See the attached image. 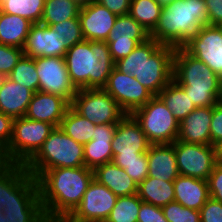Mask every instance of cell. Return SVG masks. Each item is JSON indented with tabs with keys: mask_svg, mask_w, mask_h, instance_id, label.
Here are the masks:
<instances>
[{
	"mask_svg": "<svg viewBox=\"0 0 222 222\" xmlns=\"http://www.w3.org/2000/svg\"><path fill=\"white\" fill-rule=\"evenodd\" d=\"M45 0H0V11L41 23Z\"/></svg>",
	"mask_w": 222,
	"mask_h": 222,
	"instance_id": "d6a6232c",
	"label": "cell"
},
{
	"mask_svg": "<svg viewBox=\"0 0 222 222\" xmlns=\"http://www.w3.org/2000/svg\"><path fill=\"white\" fill-rule=\"evenodd\" d=\"M103 89L114 98L126 114H132L154 97L134 76L124 74L115 67Z\"/></svg>",
	"mask_w": 222,
	"mask_h": 222,
	"instance_id": "5bb4252c",
	"label": "cell"
},
{
	"mask_svg": "<svg viewBox=\"0 0 222 222\" xmlns=\"http://www.w3.org/2000/svg\"><path fill=\"white\" fill-rule=\"evenodd\" d=\"M68 47L65 38L50 26L42 23L31 25L23 47L24 56L37 57H64Z\"/></svg>",
	"mask_w": 222,
	"mask_h": 222,
	"instance_id": "ac0fdd59",
	"label": "cell"
},
{
	"mask_svg": "<svg viewBox=\"0 0 222 222\" xmlns=\"http://www.w3.org/2000/svg\"><path fill=\"white\" fill-rule=\"evenodd\" d=\"M202 26H208L205 0H174L163 6L150 38L161 45L183 47Z\"/></svg>",
	"mask_w": 222,
	"mask_h": 222,
	"instance_id": "3957f363",
	"label": "cell"
},
{
	"mask_svg": "<svg viewBox=\"0 0 222 222\" xmlns=\"http://www.w3.org/2000/svg\"><path fill=\"white\" fill-rule=\"evenodd\" d=\"M137 195L143 202L162 208L174 201V182L147 176L138 185Z\"/></svg>",
	"mask_w": 222,
	"mask_h": 222,
	"instance_id": "83f0119b",
	"label": "cell"
},
{
	"mask_svg": "<svg viewBox=\"0 0 222 222\" xmlns=\"http://www.w3.org/2000/svg\"><path fill=\"white\" fill-rule=\"evenodd\" d=\"M174 47L155 39L139 44L128 56L115 62V68L134 76L154 96L173 80Z\"/></svg>",
	"mask_w": 222,
	"mask_h": 222,
	"instance_id": "7a4b0ae2",
	"label": "cell"
},
{
	"mask_svg": "<svg viewBox=\"0 0 222 222\" xmlns=\"http://www.w3.org/2000/svg\"><path fill=\"white\" fill-rule=\"evenodd\" d=\"M8 221H9V219L6 218V216L4 215V213H1V214H0V222H8Z\"/></svg>",
	"mask_w": 222,
	"mask_h": 222,
	"instance_id": "db71d44e",
	"label": "cell"
},
{
	"mask_svg": "<svg viewBox=\"0 0 222 222\" xmlns=\"http://www.w3.org/2000/svg\"><path fill=\"white\" fill-rule=\"evenodd\" d=\"M65 38V44L69 48L77 43L84 41L79 17L66 20L50 26Z\"/></svg>",
	"mask_w": 222,
	"mask_h": 222,
	"instance_id": "74e56055",
	"label": "cell"
},
{
	"mask_svg": "<svg viewBox=\"0 0 222 222\" xmlns=\"http://www.w3.org/2000/svg\"><path fill=\"white\" fill-rule=\"evenodd\" d=\"M94 179L109 188L117 197L130 196L137 193L138 185L113 162L100 165L93 170Z\"/></svg>",
	"mask_w": 222,
	"mask_h": 222,
	"instance_id": "484cf974",
	"label": "cell"
},
{
	"mask_svg": "<svg viewBox=\"0 0 222 222\" xmlns=\"http://www.w3.org/2000/svg\"><path fill=\"white\" fill-rule=\"evenodd\" d=\"M147 159L149 177L174 181L179 176L173 143L151 144Z\"/></svg>",
	"mask_w": 222,
	"mask_h": 222,
	"instance_id": "603a6c76",
	"label": "cell"
},
{
	"mask_svg": "<svg viewBox=\"0 0 222 222\" xmlns=\"http://www.w3.org/2000/svg\"><path fill=\"white\" fill-rule=\"evenodd\" d=\"M117 16L130 12L131 0H95Z\"/></svg>",
	"mask_w": 222,
	"mask_h": 222,
	"instance_id": "7dc6e473",
	"label": "cell"
},
{
	"mask_svg": "<svg viewBox=\"0 0 222 222\" xmlns=\"http://www.w3.org/2000/svg\"><path fill=\"white\" fill-rule=\"evenodd\" d=\"M117 196L95 179L89 184L81 203L71 213L76 218L89 221H104L112 211Z\"/></svg>",
	"mask_w": 222,
	"mask_h": 222,
	"instance_id": "e0dca14e",
	"label": "cell"
},
{
	"mask_svg": "<svg viewBox=\"0 0 222 222\" xmlns=\"http://www.w3.org/2000/svg\"><path fill=\"white\" fill-rule=\"evenodd\" d=\"M208 12V25L222 27V0H205Z\"/></svg>",
	"mask_w": 222,
	"mask_h": 222,
	"instance_id": "bcb514c9",
	"label": "cell"
},
{
	"mask_svg": "<svg viewBox=\"0 0 222 222\" xmlns=\"http://www.w3.org/2000/svg\"><path fill=\"white\" fill-rule=\"evenodd\" d=\"M6 76L0 73V87L2 86Z\"/></svg>",
	"mask_w": 222,
	"mask_h": 222,
	"instance_id": "11a10c76",
	"label": "cell"
},
{
	"mask_svg": "<svg viewBox=\"0 0 222 222\" xmlns=\"http://www.w3.org/2000/svg\"><path fill=\"white\" fill-rule=\"evenodd\" d=\"M173 80L189 94L196 107L218 103L221 77L183 47L176 48L173 55Z\"/></svg>",
	"mask_w": 222,
	"mask_h": 222,
	"instance_id": "5b68a950",
	"label": "cell"
},
{
	"mask_svg": "<svg viewBox=\"0 0 222 222\" xmlns=\"http://www.w3.org/2000/svg\"><path fill=\"white\" fill-rule=\"evenodd\" d=\"M151 144H171L177 140L179 121L164 102L154 96L131 114Z\"/></svg>",
	"mask_w": 222,
	"mask_h": 222,
	"instance_id": "ba28073f",
	"label": "cell"
},
{
	"mask_svg": "<svg viewBox=\"0 0 222 222\" xmlns=\"http://www.w3.org/2000/svg\"><path fill=\"white\" fill-rule=\"evenodd\" d=\"M55 127L47 122L20 117L13 120L12 137L2 151L8 164L25 165L42 147Z\"/></svg>",
	"mask_w": 222,
	"mask_h": 222,
	"instance_id": "52a82bcc",
	"label": "cell"
},
{
	"mask_svg": "<svg viewBox=\"0 0 222 222\" xmlns=\"http://www.w3.org/2000/svg\"><path fill=\"white\" fill-rule=\"evenodd\" d=\"M216 161L219 164H222V141L218 143L216 146Z\"/></svg>",
	"mask_w": 222,
	"mask_h": 222,
	"instance_id": "681fc988",
	"label": "cell"
},
{
	"mask_svg": "<svg viewBox=\"0 0 222 222\" xmlns=\"http://www.w3.org/2000/svg\"><path fill=\"white\" fill-rule=\"evenodd\" d=\"M201 222H222V202L209 198L199 210Z\"/></svg>",
	"mask_w": 222,
	"mask_h": 222,
	"instance_id": "60d3db41",
	"label": "cell"
},
{
	"mask_svg": "<svg viewBox=\"0 0 222 222\" xmlns=\"http://www.w3.org/2000/svg\"><path fill=\"white\" fill-rule=\"evenodd\" d=\"M173 182L174 201L184 207L200 210L210 198L207 180L179 175Z\"/></svg>",
	"mask_w": 222,
	"mask_h": 222,
	"instance_id": "d4e9b609",
	"label": "cell"
},
{
	"mask_svg": "<svg viewBox=\"0 0 222 222\" xmlns=\"http://www.w3.org/2000/svg\"><path fill=\"white\" fill-rule=\"evenodd\" d=\"M7 77L15 83L29 88L33 93L39 91L35 58L23 55Z\"/></svg>",
	"mask_w": 222,
	"mask_h": 222,
	"instance_id": "d590c367",
	"label": "cell"
},
{
	"mask_svg": "<svg viewBox=\"0 0 222 222\" xmlns=\"http://www.w3.org/2000/svg\"><path fill=\"white\" fill-rule=\"evenodd\" d=\"M210 135L214 147L222 141V106L219 103L212 106Z\"/></svg>",
	"mask_w": 222,
	"mask_h": 222,
	"instance_id": "ee69618b",
	"label": "cell"
},
{
	"mask_svg": "<svg viewBox=\"0 0 222 222\" xmlns=\"http://www.w3.org/2000/svg\"><path fill=\"white\" fill-rule=\"evenodd\" d=\"M117 123L96 125L92 140L84 145V164L94 170L100 165L112 162L113 152L111 142Z\"/></svg>",
	"mask_w": 222,
	"mask_h": 222,
	"instance_id": "44dd1931",
	"label": "cell"
},
{
	"mask_svg": "<svg viewBox=\"0 0 222 222\" xmlns=\"http://www.w3.org/2000/svg\"><path fill=\"white\" fill-rule=\"evenodd\" d=\"M179 175L207 180L216 161V148L213 145L173 143Z\"/></svg>",
	"mask_w": 222,
	"mask_h": 222,
	"instance_id": "8fae6325",
	"label": "cell"
},
{
	"mask_svg": "<svg viewBox=\"0 0 222 222\" xmlns=\"http://www.w3.org/2000/svg\"><path fill=\"white\" fill-rule=\"evenodd\" d=\"M183 48L222 79V27L202 26Z\"/></svg>",
	"mask_w": 222,
	"mask_h": 222,
	"instance_id": "2e32d148",
	"label": "cell"
},
{
	"mask_svg": "<svg viewBox=\"0 0 222 222\" xmlns=\"http://www.w3.org/2000/svg\"><path fill=\"white\" fill-rule=\"evenodd\" d=\"M163 6L156 0H131L129 14L150 34L156 27Z\"/></svg>",
	"mask_w": 222,
	"mask_h": 222,
	"instance_id": "836d02e7",
	"label": "cell"
},
{
	"mask_svg": "<svg viewBox=\"0 0 222 222\" xmlns=\"http://www.w3.org/2000/svg\"><path fill=\"white\" fill-rule=\"evenodd\" d=\"M33 23L0 11V44L23 48Z\"/></svg>",
	"mask_w": 222,
	"mask_h": 222,
	"instance_id": "4316f807",
	"label": "cell"
},
{
	"mask_svg": "<svg viewBox=\"0 0 222 222\" xmlns=\"http://www.w3.org/2000/svg\"><path fill=\"white\" fill-rule=\"evenodd\" d=\"M82 4L85 3L88 0H79Z\"/></svg>",
	"mask_w": 222,
	"mask_h": 222,
	"instance_id": "9f6ffc18",
	"label": "cell"
},
{
	"mask_svg": "<svg viewBox=\"0 0 222 222\" xmlns=\"http://www.w3.org/2000/svg\"><path fill=\"white\" fill-rule=\"evenodd\" d=\"M70 106L61 96L37 91L31 98L25 117L59 127Z\"/></svg>",
	"mask_w": 222,
	"mask_h": 222,
	"instance_id": "ffe728a7",
	"label": "cell"
},
{
	"mask_svg": "<svg viewBox=\"0 0 222 222\" xmlns=\"http://www.w3.org/2000/svg\"><path fill=\"white\" fill-rule=\"evenodd\" d=\"M137 222H168L161 207L142 202Z\"/></svg>",
	"mask_w": 222,
	"mask_h": 222,
	"instance_id": "b9f144b4",
	"label": "cell"
},
{
	"mask_svg": "<svg viewBox=\"0 0 222 222\" xmlns=\"http://www.w3.org/2000/svg\"><path fill=\"white\" fill-rule=\"evenodd\" d=\"M161 6H165L167 4H170L174 0H156Z\"/></svg>",
	"mask_w": 222,
	"mask_h": 222,
	"instance_id": "f907efd6",
	"label": "cell"
},
{
	"mask_svg": "<svg viewBox=\"0 0 222 222\" xmlns=\"http://www.w3.org/2000/svg\"><path fill=\"white\" fill-rule=\"evenodd\" d=\"M111 144L112 162L140 161V156L147 153L151 145L140 124L131 114H126L117 123Z\"/></svg>",
	"mask_w": 222,
	"mask_h": 222,
	"instance_id": "30bf717a",
	"label": "cell"
},
{
	"mask_svg": "<svg viewBox=\"0 0 222 222\" xmlns=\"http://www.w3.org/2000/svg\"><path fill=\"white\" fill-rule=\"evenodd\" d=\"M150 39V34L130 14L118 16L106 43L112 60L128 56L139 44Z\"/></svg>",
	"mask_w": 222,
	"mask_h": 222,
	"instance_id": "9a60e30c",
	"label": "cell"
},
{
	"mask_svg": "<svg viewBox=\"0 0 222 222\" xmlns=\"http://www.w3.org/2000/svg\"><path fill=\"white\" fill-rule=\"evenodd\" d=\"M39 197L45 218L72 213L81 203L93 170L86 166L53 168L43 171L37 178Z\"/></svg>",
	"mask_w": 222,
	"mask_h": 222,
	"instance_id": "6da1fadb",
	"label": "cell"
},
{
	"mask_svg": "<svg viewBox=\"0 0 222 222\" xmlns=\"http://www.w3.org/2000/svg\"><path fill=\"white\" fill-rule=\"evenodd\" d=\"M8 222H46L40 200L10 201L3 207Z\"/></svg>",
	"mask_w": 222,
	"mask_h": 222,
	"instance_id": "f546056e",
	"label": "cell"
},
{
	"mask_svg": "<svg viewBox=\"0 0 222 222\" xmlns=\"http://www.w3.org/2000/svg\"><path fill=\"white\" fill-rule=\"evenodd\" d=\"M207 183L210 197L222 202V164H215Z\"/></svg>",
	"mask_w": 222,
	"mask_h": 222,
	"instance_id": "7bdbcfd3",
	"label": "cell"
},
{
	"mask_svg": "<svg viewBox=\"0 0 222 222\" xmlns=\"http://www.w3.org/2000/svg\"><path fill=\"white\" fill-rule=\"evenodd\" d=\"M64 59L77 89H103L115 66L108 44L101 41L77 43L68 48Z\"/></svg>",
	"mask_w": 222,
	"mask_h": 222,
	"instance_id": "277c9868",
	"label": "cell"
},
{
	"mask_svg": "<svg viewBox=\"0 0 222 222\" xmlns=\"http://www.w3.org/2000/svg\"><path fill=\"white\" fill-rule=\"evenodd\" d=\"M218 103L222 106V81L220 84V93H219Z\"/></svg>",
	"mask_w": 222,
	"mask_h": 222,
	"instance_id": "816d5d0a",
	"label": "cell"
},
{
	"mask_svg": "<svg viewBox=\"0 0 222 222\" xmlns=\"http://www.w3.org/2000/svg\"><path fill=\"white\" fill-rule=\"evenodd\" d=\"M39 91L61 96L70 104L77 92L71 82L64 57L35 58Z\"/></svg>",
	"mask_w": 222,
	"mask_h": 222,
	"instance_id": "4fadbf2b",
	"label": "cell"
},
{
	"mask_svg": "<svg viewBox=\"0 0 222 222\" xmlns=\"http://www.w3.org/2000/svg\"><path fill=\"white\" fill-rule=\"evenodd\" d=\"M33 94L29 88L6 77L0 87V112L13 119L24 117Z\"/></svg>",
	"mask_w": 222,
	"mask_h": 222,
	"instance_id": "cb8c5ba5",
	"label": "cell"
},
{
	"mask_svg": "<svg viewBox=\"0 0 222 222\" xmlns=\"http://www.w3.org/2000/svg\"><path fill=\"white\" fill-rule=\"evenodd\" d=\"M84 145L73 140L61 128L55 127L38 152L24 165L35 178L43 171L62 167H83Z\"/></svg>",
	"mask_w": 222,
	"mask_h": 222,
	"instance_id": "8992f818",
	"label": "cell"
},
{
	"mask_svg": "<svg viewBox=\"0 0 222 222\" xmlns=\"http://www.w3.org/2000/svg\"><path fill=\"white\" fill-rule=\"evenodd\" d=\"M6 162L4 160V157H3V152L0 150V167L5 165Z\"/></svg>",
	"mask_w": 222,
	"mask_h": 222,
	"instance_id": "f5cc1de1",
	"label": "cell"
},
{
	"mask_svg": "<svg viewBox=\"0 0 222 222\" xmlns=\"http://www.w3.org/2000/svg\"><path fill=\"white\" fill-rule=\"evenodd\" d=\"M46 222H96V221L82 220L76 218L71 213H63V214L54 215L52 217H47Z\"/></svg>",
	"mask_w": 222,
	"mask_h": 222,
	"instance_id": "c3c4849f",
	"label": "cell"
},
{
	"mask_svg": "<svg viewBox=\"0 0 222 222\" xmlns=\"http://www.w3.org/2000/svg\"><path fill=\"white\" fill-rule=\"evenodd\" d=\"M79 0H45L41 23L51 26L79 17Z\"/></svg>",
	"mask_w": 222,
	"mask_h": 222,
	"instance_id": "4dcf8cb0",
	"label": "cell"
},
{
	"mask_svg": "<svg viewBox=\"0 0 222 222\" xmlns=\"http://www.w3.org/2000/svg\"><path fill=\"white\" fill-rule=\"evenodd\" d=\"M173 113L174 117L182 121L190 112L196 109V105L189 98L184 89L174 80L166 85L157 95Z\"/></svg>",
	"mask_w": 222,
	"mask_h": 222,
	"instance_id": "f1b7e54d",
	"label": "cell"
},
{
	"mask_svg": "<svg viewBox=\"0 0 222 222\" xmlns=\"http://www.w3.org/2000/svg\"><path fill=\"white\" fill-rule=\"evenodd\" d=\"M212 106L197 107L179 123L177 140L185 143L211 145Z\"/></svg>",
	"mask_w": 222,
	"mask_h": 222,
	"instance_id": "7402d4cb",
	"label": "cell"
},
{
	"mask_svg": "<svg viewBox=\"0 0 222 222\" xmlns=\"http://www.w3.org/2000/svg\"><path fill=\"white\" fill-rule=\"evenodd\" d=\"M96 124L77 113L71 106L63 117L60 128L73 140L85 145L92 140Z\"/></svg>",
	"mask_w": 222,
	"mask_h": 222,
	"instance_id": "1f68e13d",
	"label": "cell"
},
{
	"mask_svg": "<svg viewBox=\"0 0 222 222\" xmlns=\"http://www.w3.org/2000/svg\"><path fill=\"white\" fill-rule=\"evenodd\" d=\"M23 55V48L0 44V73L7 77Z\"/></svg>",
	"mask_w": 222,
	"mask_h": 222,
	"instance_id": "f35d334b",
	"label": "cell"
},
{
	"mask_svg": "<svg viewBox=\"0 0 222 222\" xmlns=\"http://www.w3.org/2000/svg\"><path fill=\"white\" fill-rule=\"evenodd\" d=\"M40 200L37 179L19 164L0 167V214L10 201Z\"/></svg>",
	"mask_w": 222,
	"mask_h": 222,
	"instance_id": "7c38bea8",
	"label": "cell"
},
{
	"mask_svg": "<svg viewBox=\"0 0 222 222\" xmlns=\"http://www.w3.org/2000/svg\"><path fill=\"white\" fill-rule=\"evenodd\" d=\"M71 107L96 125L118 123L126 115L104 89H78Z\"/></svg>",
	"mask_w": 222,
	"mask_h": 222,
	"instance_id": "9c48e42d",
	"label": "cell"
},
{
	"mask_svg": "<svg viewBox=\"0 0 222 222\" xmlns=\"http://www.w3.org/2000/svg\"><path fill=\"white\" fill-rule=\"evenodd\" d=\"M13 118L0 112V150L3 151L12 137Z\"/></svg>",
	"mask_w": 222,
	"mask_h": 222,
	"instance_id": "f6af8a7d",
	"label": "cell"
},
{
	"mask_svg": "<svg viewBox=\"0 0 222 222\" xmlns=\"http://www.w3.org/2000/svg\"><path fill=\"white\" fill-rule=\"evenodd\" d=\"M117 15L95 0L81 5L79 19L85 40L106 42Z\"/></svg>",
	"mask_w": 222,
	"mask_h": 222,
	"instance_id": "d6986e66",
	"label": "cell"
},
{
	"mask_svg": "<svg viewBox=\"0 0 222 222\" xmlns=\"http://www.w3.org/2000/svg\"><path fill=\"white\" fill-rule=\"evenodd\" d=\"M168 222H201L200 211L184 207L179 202H169L162 207Z\"/></svg>",
	"mask_w": 222,
	"mask_h": 222,
	"instance_id": "8d00e7d4",
	"label": "cell"
},
{
	"mask_svg": "<svg viewBox=\"0 0 222 222\" xmlns=\"http://www.w3.org/2000/svg\"><path fill=\"white\" fill-rule=\"evenodd\" d=\"M143 201L136 194L118 197L106 221L108 222H137Z\"/></svg>",
	"mask_w": 222,
	"mask_h": 222,
	"instance_id": "e575fe53",
	"label": "cell"
},
{
	"mask_svg": "<svg viewBox=\"0 0 222 222\" xmlns=\"http://www.w3.org/2000/svg\"><path fill=\"white\" fill-rule=\"evenodd\" d=\"M113 163L118 167L123 168L137 185H139L148 176L147 153L140 156V161Z\"/></svg>",
	"mask_w": 222,
	"mask_h": 222,
	"instance_id": "ab89813d",
	"label": "cell"
}]
</instances>
